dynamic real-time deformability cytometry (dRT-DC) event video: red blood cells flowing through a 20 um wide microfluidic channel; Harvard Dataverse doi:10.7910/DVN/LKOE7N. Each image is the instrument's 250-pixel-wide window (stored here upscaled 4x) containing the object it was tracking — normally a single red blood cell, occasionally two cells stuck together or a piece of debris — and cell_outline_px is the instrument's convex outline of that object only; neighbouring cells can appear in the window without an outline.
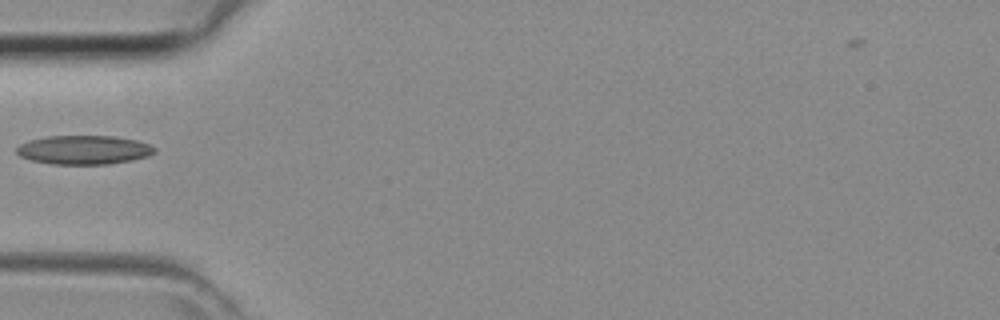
{"species": "common noctule bat (a hibernating species)", "species_latin": "Nyctalus noctula", "temperature_condition": "room temperature", "stored_images_in_passage": 28, "camera_frame_rate_fps": 3000, "um_per_image_px": 0.085, "animal": {"sex": "female", "body_mass_g": 29.2, "forearm_length_mm": 56.3}, "frame": {"image": 1, "passage_image": 1, "time_ms": 0.0, "image_size_px": [1000, 320], "cell_outline_px": [[156, 152], [148, 156], [132, 160], [108, 164], [52, 164], [32, 160], [20, 156], [16, 152], [16, 148], [20, 144], [28, 140], [48, 136], [116, 136], [136, 140], [152, 144], [156, 148]], "centroid_in_image_um": [7.16, 12.73], "position_along_channel_um": 77.8, "area_um2": 23.41}}
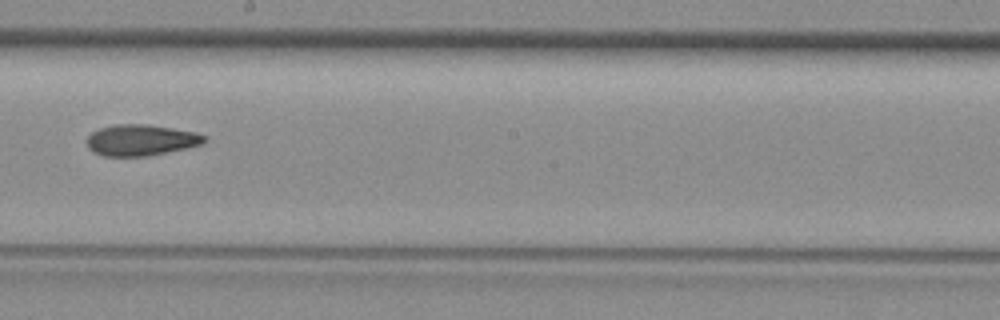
{"frame": {"image": 2, "passage_image": 11, "time_ms": 3.333, "image_size_px": [1000, 320], "cell_outline_px": [[208, 140], [200, 144], [184, 148], [148, 156], [104, 156], [92, 152], [88, 148], [88, 136], [92, 132], [100, 128], [116, 124], [148, 124], [196, 132], [208, 136]], "centroid_in_image_um": [11.98, 11.9], "position_along_channel_um": 236.2, "area_um2": 21.27}}
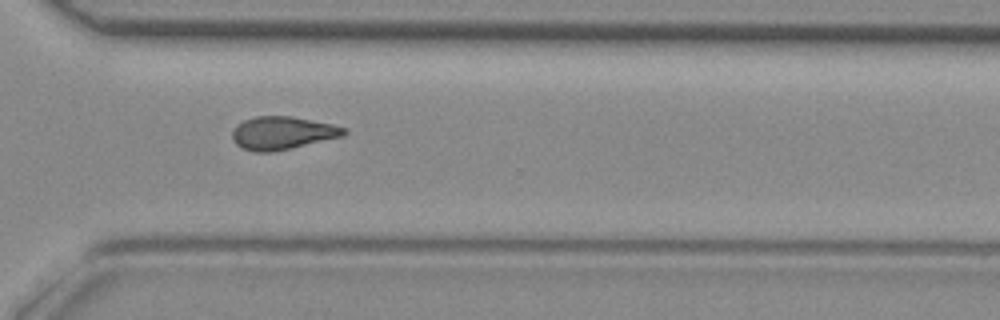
{"frame": {"image": 3, "passage_image": 18, "time_ms": 5.667, "image_size_px": [1000, 320], "cell_outline_px": [[348, 132], [344, 136], [272, 152], [256, 152], [240, 148], [232, 140], [232, 132], [236, 124], [244, 120], [256, 116], [292, 116], [332, 124], [344, 128]], "centroid_in_image_um": [23.97, 11.3], "position_along_channel_um": 346.6, "area_um2": 21.5}}